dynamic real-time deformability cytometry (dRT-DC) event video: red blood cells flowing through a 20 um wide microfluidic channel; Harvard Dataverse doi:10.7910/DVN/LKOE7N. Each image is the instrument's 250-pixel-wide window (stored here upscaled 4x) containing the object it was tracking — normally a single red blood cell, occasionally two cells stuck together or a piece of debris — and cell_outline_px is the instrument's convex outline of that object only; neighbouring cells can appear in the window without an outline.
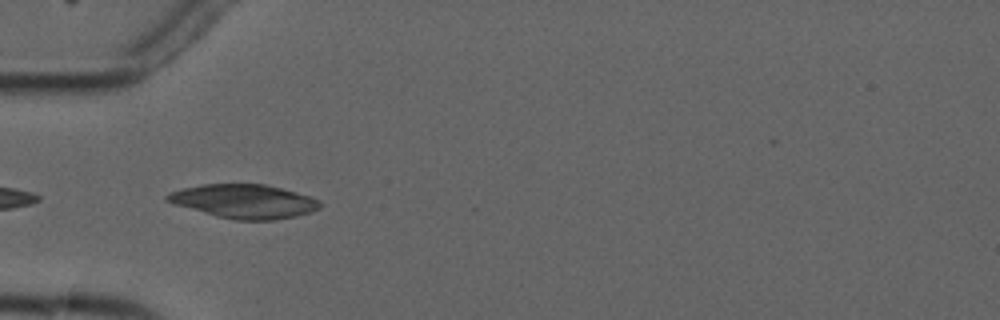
{"species": "common noctule bat (a hibernating species)", "species_latin": "Nyctalus noctula", "temperature_condition": "cold", "stored_images_in_passage": 8, "camera_frame_rate_fps": 3000, "um_per_image_px": 0.085, "animal": {"sex": "male", "forearm_length_mm": 52.5}, "frame": {"image": 1, "passage_image": 4, "time_ms": 4.333, "image_size_px": [1000, 320], "cell_outline_px": [[324, 204], [320, 208], [312, 212], [296, 216], [276, 220], [236, 220], [216, 216], [176, 204], [164, 200], [164, 196], [172, 192], [184, 188], [204, 184], [264, 184], [312, 196], [320, 200]], "centroid_in_image_um": [20.83, 17.12], "position_along_channel_um": 64.2, "area_um2": 30.11}}
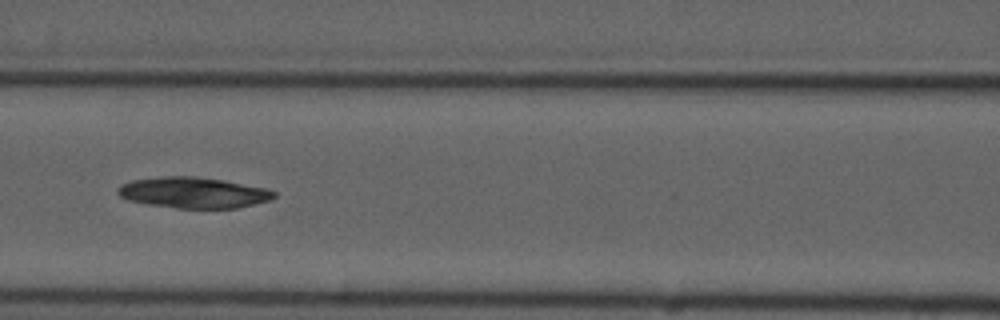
{"frame": {"image": 2, "passage_image": 6, "time_ms": 6.667, "image_size_px": [1000, 320], "cell_outline_px": [[276, 196], [272, 200], [236, 208], [176, 208], [148, 204], [128, 200], [120, 196], [116, 192], [116, 188], [120, 184], [132, 180], [160, 176], [196, 176], [224, 180], [264, 188], [276, 192]], "centroid_in_image_um": [16.41, 16.37], "position_along_channel_um": 150.2, "area_um2": 28.26}}
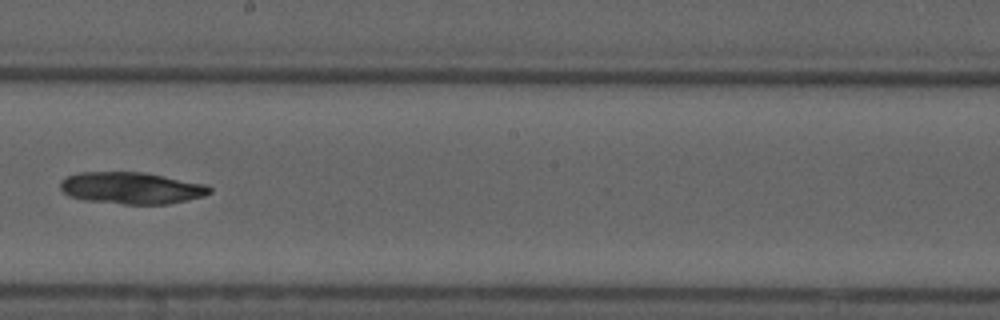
{"frame": {"image": 3, "passage_image": 8, "time_ms": 9.0, "image_size_px": [1000, 320], "cell_outline_px": [[212, 192], [204, 196], [188, 200], [168, 204], [124, 204], [84, 200], [68, 196], [60, 188], [60, 180], [68, 176], [80, 172], [144, 172], [204, 184], [212, 188]], "centroid_in_image_um": [11.16, 15.99], "position_along_channel_um": 237.0, "area_um2": 27.69}}